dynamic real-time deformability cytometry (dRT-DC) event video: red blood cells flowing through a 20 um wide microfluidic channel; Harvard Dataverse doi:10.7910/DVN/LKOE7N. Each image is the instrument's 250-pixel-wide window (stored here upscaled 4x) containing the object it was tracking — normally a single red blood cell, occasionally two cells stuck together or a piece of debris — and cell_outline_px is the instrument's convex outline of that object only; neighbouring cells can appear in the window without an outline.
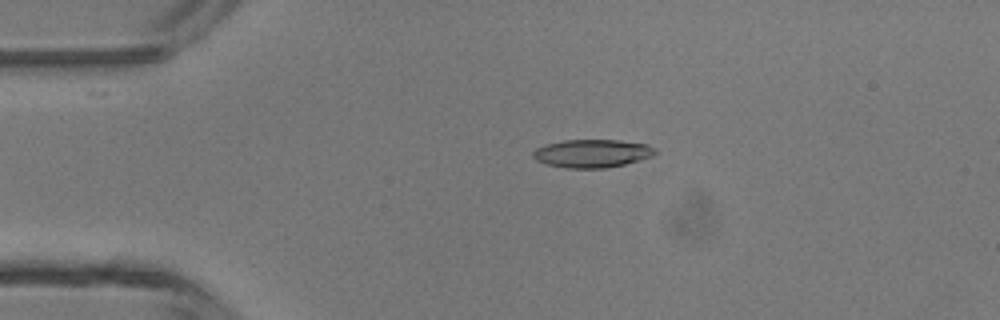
{"species": "common noctule bat (a hibernating species)", "species_latin": "Nyctalus noctula", "temperature_condition": "room temperature", "stored_images_in_passage": 4, "camera_frame_rate_fps": 3000, "um_per_image_px": 0.085, "animal": {"sex": "male", "body_mass_g": 13.3}, "frame": {"image": 1, "passage_image": 3, "time_ms": 0.667, "image_size_px": [1000, 320], "cell_outline_px": [[656, 152], [652, 156], [640, 160], [624, 164], [604, 168], [564, 168], [548, 164], [536, 160], [532, 156], [532, 152], [536, 148], [548, 144], [564, 140], [620, 140], [648, 144], [656, 148]], "centroid_in_image_um": [50.35, 13.04], "position_along_channel_um": 34.7, "area_um2": 20.0}}